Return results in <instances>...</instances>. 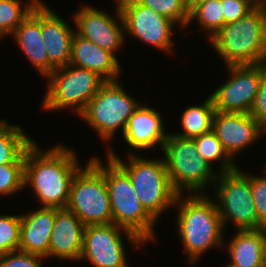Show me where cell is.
<instances>
[{"label": "cell", "instance_id": "f1b7e54d", "mask_svg": "<svg viewBox=\"0 0 266 267\" xmlns=\"http://www.w3.org/2000/svg\"><path fill=\"white\" fill-rule=\"evenodd\" d=\"M20 215H0V256L19 250Z\"/></svg>", "mask_w": 266, "mask_h": 267}, {"label": "cell", "instance_id": "83f0119b", "mask_svg": "<svg viewBox=\"0 0 266 267\" xmlns=\"http://www.w3.org/2000/svg\"><path fill=\"white\" fill-rule=\"evenodd\" d=\"M141 5L169 18L182 28L188 27L189 11L187 0H137Z\"/></svg>", "mask_w": 266, "mask_h": 267}, {"label": "cell", "instance_id": "484cf974", "mask_svg": "<svg viewBox=\"0 0 266 267\" xmlns=\"http://www.w3.org/2000/svg\"><path fill=\"white\" fill-rule=\"evenodd\" d=\"M40 1L30 0L22 8L20 0H0V37L12 35Z\"/></svg>", "mask_w": 266, "mask_h": 267}, {"label": "cell", "instance_id": "30bf717a", "mask_svg": "<svg viewBox=\"0 0 266 267\" xmlns=\"http://www.w3.org/2000/svg\"><path fill=\"white\" fill-rule=\"evenodd\" d=\"M215 196L223 226L227 221L234 223L236 230H257L258 220L251 192L250 179L240 169L219 172ZM218 181V182H217Z\"/></svg>", "mask_w": 266, "mask_h": 267}, {"label": "cell", "instance_id": "52a82bcc", "mask_svg": "<svg viewBox=\"0 0 266 267\" xmlns=\"http://www.w3.org/2000/svg\"><path fill=\"white\" fill-rule=\"evenodd\" d=\"M162 150L168 177L178 194H183V188L193 194H201L207 184L213 183V180L215 183L217 173L199 155L194 139L169 134Z\"/></svg>", "mask_w": 266, "mask_h": 267}, {"label": "cell", "instance_id": "7402d4cb", "mask_svg": "<svg viewBox=\"0 0 266 267\" xmlns=\"http://www.w3.org/2000/svg\"><path fill=\"white\" fill-rule=\"evenodd\" d=\"M227 248V267H266V228L237 230Z\"/></svg>", "mask_w": 266, "mask_h": 267}, {"label": "cell", "instance_id": "e0dca14e", "mask_svg": "<svg viewBox=\"0 0 266 267\" xmlns=\"http://www.w3.org/2000/svg\"><path fill=\"white\" fill-rule=\"evenodd\" d=\"M85 225L67 208H56L47 258L80 260Z\"/></svg>", "mask_w": 266, "mask_h": 267}, {"label": "cell", "instance_id": "7a4b0ae2", "mask_svg": "<svg viewBox=\"0 0 266 267\" xmlns=\"http://www.w3.org/2000/svg\"><path fill=\"white\" fill-rule=\"evenodd\" d=\"M209 40L227 66L266 63V11L256 5Z\"/></svg>", "mask_w": 266, "mask_h": 267}, {"label": "cell", "instance_id": "5b68a950", "mask_svg": "<svg viewBox=\"0 0 266 267\" xmlns=\"http://www.w3.org/2000/svg\"><path fill=\"white\" fill-rule=\"evenodd\" d=\"M107 158V167L102 164V174L109 192L113 223L131 231L144 243L154 241L156 220L143 208L128 174L110 156Z\"/></svg>", "mask_w": 266, "mask_h": 267}, {"label": "cell", "instance_id": "5bb4252c", "mask_svg": "<svg viewBox=\"0 0 266 267\" xmlns=\"http://www.w3.org/2000/svg\"><path fill=\"white\" fill-rule=\"evenodd\" d=\"M116 9L117 20H114L111 15L101 10L88 5L82 6L74 15V22L77 27L75 33L115 55V51L123 45L124 34H126L118 4Z\"/></svg>", "mask_w": 266, "mask_h": 267}, {"label": "cell", "instance_id": "836d02e7", "mask_svg": "<svg viewBox=\"0 0 266 267\" xmlns=\"http://www.w3.org/2000/svg\"><path fill=\"white\" fill-rule=\"evenodd\" d=\"M264 128L266 127V71L262 74L258 92L255 96L249 113Z\"/></svg>", "mask_w": 266, "mask_h": 267}, {"label": "cell", "instance_id": "9c48e42d", "mask_svg": "<svg viewBox=\"0 0 266 267\" xmlns=\"http://www.w3.org/2000/svg\"><path fill=\"white\" fill-rule=\"evenodd\" d=\"M139 106L118 80L106 81L79 116L96 130L101 140L108 142L120 127L123 135L130 116Z\"/></svg>", "mask_w": 266, "mask_h": 267}, {"label": "cell", "instance_id": "44dd1931", "mask_svg": "<svg viewBox=\"0 0 266 267\" xmlns=\"http://www.w3.org/2000/svg\"><path fill=\"white\" fill-rule=\"evenodd\" d=\"M12 34L33 66L47 77L50 74V61L41 34V1Z\"/></svg>", "mask_w": 266, "mask_h": 267}, {"label": "cell", "instance_id": "e575fe53", "mask_svg": "<svg viewBox=\"0 0 266 267\" xmlns=\"http://www.w3.org/2000/svg\"><path fill=\"white\" fill-rule=\"evenodd\" d=\"M209 0H187V8L188 11L190 12L195 6L206 3Z\"/></svg>", "mask_w": 266, "mask_h": 267}, {"label": "cell", "instance_id": "8992f818", "mask_svg": "<svg viewBox=\"0 0 266 267\" xmlns=\"http://www.w3.org/2000/svg\"><path fill=\"white\" fill-rule=\"evenodd\" d=\"M102 161L91 158L74 176L66 208L85 225L113 223L108 188L102 174Z\"/></svg>", "mask_w": 266, "mask_h": 267}, {"label": "cell", "instance_id": "4316f807", "mask_svg": "<svg viewBox=\"0 0 266 267\" xmlns=\"http://www.w3.org/2000/svg\"><path fill=\"white\" fill-rule=\"evenodd\" d=\"M194 19L199 22L204 30L209 31L208 35H210L211 39L224 26L220 0H209L206 3L195 6L189 12L188 24Z\"/></svg>", "mask_w": 266, "mask_h": 267}, {"label": "cell", "instance_id": "4fadbf2b", "mask_svg": "<svg viewBox=\"0 0 266 267\" xmlns=\"http://www.w3.org/2000/svg\"><path fill=\"white\" fill-rule=\"evenodd\" d=\"M117 3L126 33L162 51L172 50L175 22L141 5L137 0H117Z\"/></svg>", "mask_w": 266, "mask_h": 267}, {"label": "cell", "instance_id": "ba28073f", "mask_svg": "<svg viewBox=\"0 0 266 267\" xmlns=\"http://www.w3.org/2000/svg\"><path fill=\"white\" fill-rule=\"evenodd\" d=\"M47 79L49 84L42 100L43 108L53 111L75 107L78 115L106 82L98 73L71 64L55 69Z\"/></svg>", "mask_w": 266, "mask_h": 267}, {"label": "cell", "instance_id": "ac0fdd59", "mask_svg": "<svg viewBox=\"0 0 266 267\" xmlns=\"http://www.w3.org/2000/svg\"><path fill=\"white\" fill-rule=\"evenodd\" d=\"M163 123L157 110L140 104L127 122L124 140L128 146L138 150H146L156 144L162 148L169 135L164 133Z\"/></svg>", "mask_w": 266, "mask_h": 267}, {"label": "cell", "instance_id": "7c38bea8", "mask_svg": "<svg viewBox=\"0 0 266 267\" xmlns=\"http://www.w3.org/2000/svg\"><path fill=\"white\" fill-rule=\"evenodd\" d=\"M227 68L231 78L210 95L214 108L224 113L249 114L262 74L266 71V63Z\"/></svg>", "mask_w": 266, "mask_h": 267}, {"label": "cell", "instance_id": "d6a6232c", "mask_svg": "<svg viewBox=\"0 0 266 267\" xmlns=\"http://www.w3.org/2000/svg\"><path fill=\"white\" fill-rule=\"evenodd\" d=\"M39 255L21 250L12 251L0 256V267H42Z\"/></svg>", "mask_w": 266, "mask_h": 267}, {"label": "cell", "instance_id": "8fae6325", "mask_svg": "<svg viewBox=\"0 0 266 267\" xmlns=\"http://www.w3.org/2000/svg\"><path fill=\"white\" fill-rule=\"evenodd\" d=\"M121 231L135 246L144 244L137 235L114 223L88 225L84 228L80 259H88L95 267H128Z\"/></svg>", "mask_w": 266, "mask_h": 267}, {"label": "cell", "instance_id": "2e32d148", "mask_svg": "<svg viewBox=\"0 0 266 267\" xmlns=\"http://www.w3.org/2000/svg\"><path fill=\"white\" fill-rule=\"evenodd\" d=\"M41 2V34L50 61V73L70 64L75 30Z\"/></svg>", "mask_w": 266, "mask_h": 267}, {"label": "cell", "instance_id": "f546056e", "mask_svg": "<svg viewBox=\"0 0 266 267\" xmlns=\"http://www.w3.org/2000/svg\"><path fill=\"white\" fill-rule=\"evenodd\" d=\"M24 165L4 164L0 166V195H13L24 188Z\"/></svg>", "mask_w": 266, "mask_h": 267}, {"label": "cell", "instance_id": "d4e9b609", "mask_svg": "<svg viewBox=\"0 0 266 267\" xmlns=\"http://www.w3.org/2000/svg\"><path fill=\"white\" fill-rule=\"evenodd\" d=\"M198 150L199 155L212 167V161L220 160V172H227L237 168L231 158L224 150L221 141L217 138L215 132L210 130L200 136L193 138Z\"/></svg>", "mask_w": 266, "mask_h": 267}, {"label": "cell", "instance_id": "6da1fadb", "mask_svg": "<svg viewBox=\"0 0 266 267\" xmlns=\"http://www.w3.org/2000/svg\"><path fill=\"white\" fill-rule=\"evenodd\" d=\"M75 154L60 144L43 152L35 141L26 150L24 187H33L42 207L66 208L72 180L80 169Z\"/></svg>", "mask_w": 266, "mask_h": 267}, {"label": "cell", "instance_id": "277c9868", "mask_svg": "<svg viewBox=\"0 0 266 267\" xmlns=\"http://www.w3.org/2000/svg\"><path fill=\"white\" fill-rule=\"evenodd\" d=\"M129 176L143 208L157 220L161 213L174 206L178 193L168 177L165 161L131 155L126 164L112 149L107 152Z\"/></svg>", "mask_w": 266, "mask_h": 267}, {"label": "cell", "instance_id": "1f68e13d", "mask_svg": "<svg viewBox=\"0 0 266 267\" xmlns=\"http://www.w3.org/2000/svg\"><path fill=\"white\" fill-rule=\"evenodd\" d=\"M220 3L226 25L245 16L257 5V0H220Z\"/></svg>", "mask_w": 266, "mask_h": 267}, {"label": "cell", "instance_id": "ffe728a7", "mask_svg": "<svg viewBox=\"0 0 266 267\" xmlns=\"http://www.w3.org/2000/svg\"><path fill=\"white\" fill-rule=\"evenodd\" d=\"M55 216L56 208L48 207L20 215L19 250L47 258Z\"/></svg>", "mask_w": 266, "mask_h": 267}, {"label": "cell", "instance_id": "603a6c76", "mask_svg": "<svg viewBox=\"0 0 266 267\" xmlns=\"http://www.w3.org/2000/svg\"><path fill=\"white\" fill-rule=\"evenodd\" d=\"M33 142L20 126L7 124L0 131V166L25 164V152Z\"/></svg>", "mask_w": 266, "mask_h": 267}, {"label": "cell", "instance_id": "cb8c5ba5", "mask_svg": "<svg viewBox=\"0 0 266 267\" xmlns=\"http://www.w3.org/2000/svg\"><path fill=\"white\" fill-rule=\"evenodd\" d=\"M214 103L209 96L200 106H191L182 113L183 132L174 134L182 138H195L212 130L215 114Z\"/></svg>", "mask_w": 266, "mask_h": 267}, {"label": "cell", "instance_id": "8d00e7d4", "mask_svg": "<svg viewBox=\"0 0 266 267\" xmlns=\"http://www.w3.org/2000/svg\"><path fill=\"white\" fill-rule=\"evenodd\" d=\"M8 123L5 120L0 121V131L7 125Z\"/></svg>", "mask_w": 266, "mask_h": 267}, {"label": "cell", "instance_id": "3957f363", "mask_svg": "<svg viewBox=\"0 0 266 267\" xmlns=\"http://www.w3.org/2000/svg\"><path fill=\"white\" fill-rule=\"evenodd\" d=\"M203 195L191 193L182 201V194H178L175 201V206L180 203L177 221L179 236L191 264L208 248L223 247V224L217 205Z\"/></svg>", "mask_w": 266, "mask_h": 267}, {"label": "cell", "instance_id": "4dcf8cb0", "mask_svg": "<svg viewBox=\"0 0 266 267\" xmlns=\"http://www.w3.org/2000/svg\"><path fill=\"white\" fill-rule=\"evenodd\" d=\"M249 179L257 214L258 229L266 228V176L249 175Z\"/></svg>", "mask_w": 266, "mask_h": 267}, {"label": "cell", "instance_id": "d590c367", "mask_svg": "<svg viewBox=\"0 0 266 267\" xmlns=\"http://www.w3.org/2000/svg\"><path fill=\"white\" fill-rule=\"evenodd\" d=\"M257 5L266 11V0H257Z\"/></svg>", "mask_w": 266, "mask_h": 267}, {"label": "cell", "instance_id": "d6986e66", "mask_svg": "<svg viewBox=\"0 0 266 267\" xmlns=\"http://www.w3.org/2000/svg\"><path fill=\"white\" fill-rule=\"evenodd\" d=\"M118 61L112 52L74 34L71 44V65L94 71L106 81H117L121 74Z\"/></svg>", "mask_w": 266, "mask_h": 267}, {"label": "cell", "instance_id": "9a60e30c", "mask_svg": "<svg viewBox=\"0 0 266 267\" xmlns=\"http://www.w3.org/2000/svg\"><path fill=\"white\" fill-rule=\"evenodd\" d=\"M212 130L231 158L264 133V127L250 114L219 111H215Z\"/></svg>", "mask_w": 266, "mask_h": 267}]
</instances>
